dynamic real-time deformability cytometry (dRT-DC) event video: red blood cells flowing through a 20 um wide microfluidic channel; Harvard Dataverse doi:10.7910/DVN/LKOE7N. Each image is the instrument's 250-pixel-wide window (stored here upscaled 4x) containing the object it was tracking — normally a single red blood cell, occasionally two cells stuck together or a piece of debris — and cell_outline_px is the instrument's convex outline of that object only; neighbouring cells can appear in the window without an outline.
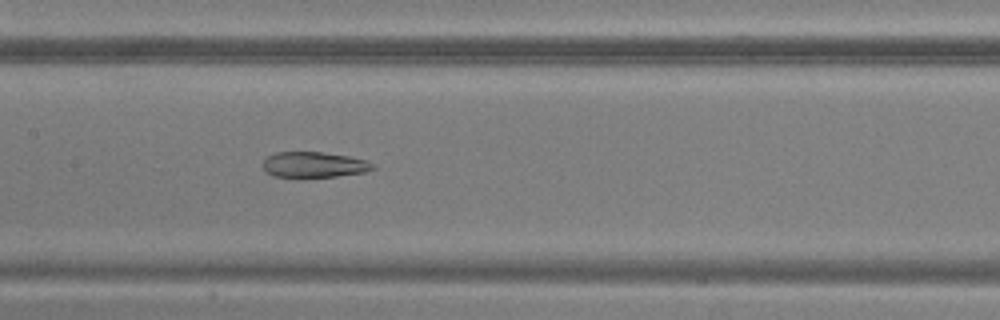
{"species": "common noctule bat (a hibernating species)", "species_latin": "Nyctalus noctula", "temperature_condition": "warm", "stored_images_in_passage": 46, "segment_of_instrument_passage": [1, 2], "camera_frame_rate_fps": 3000, "um_per_image_px": 0.085, "animal": {"sex": "male", "body_mass_g": 20.5, "forearm_length_mm": 52.5}, "frame": {"image": 1, "passage_image": 24, "time_ms": 7.667, "image_size_px": [1000, 320], "cell_outline_px": [[376, 168], [364, 172], [336, 176], [272, 176], [264, 172], [260, 164], [268, 156], [276, 152], [320, 152], [348, 156], [368, 160]], "centroid_in_image_um": [26.64, 13.99], "position_along_channel_um": 180.8, "area_um2": 16.3}}
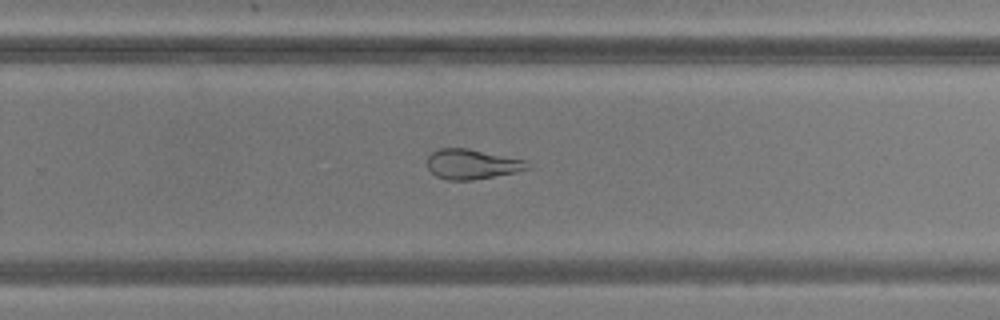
{"frame": {"image": 2, "passage_image": 32, "time_ms": 10.333, "image_size_px": [1000, 320], "cell_outline_px": [[532, 168], [516, 172], [472, 180], [448, 180], [436, 176], [428, 168], [428, 156], [432, 152], [440, 148], [468, 148], [528, 160]], "centroid_in_image_um": [40.17, 13.95], "position_along_channel_um": 289.6, "area_um2": 17.63}}
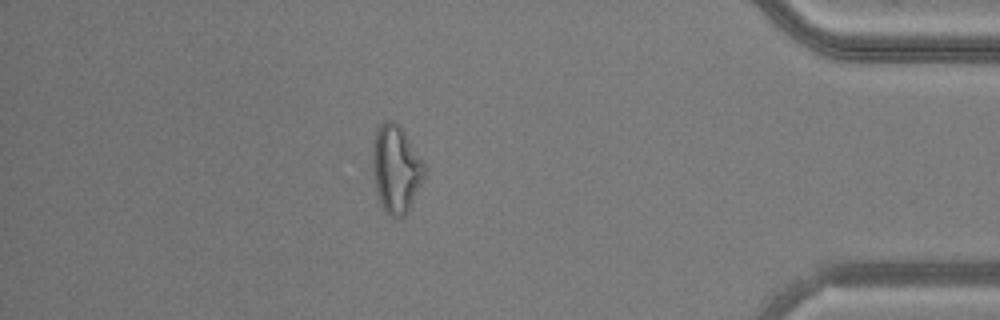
{"frame": {"image": 3, "passage_image": 43, "time_ms": 14.0, "image_size_px": [1000, 320], "cell_outline_px": [[424, 176], [404, 216], [392, 216], [384, 208], [380, 200], [376, 188], [372, 168], [372, 152], [376, 128], [384, 120], [392, 120], [400, 124], [424, 164]], "centroid_in_image_um": [33.63, 14.27], "position_along_channel_um": 401.6, "area_um2": 25.78}}